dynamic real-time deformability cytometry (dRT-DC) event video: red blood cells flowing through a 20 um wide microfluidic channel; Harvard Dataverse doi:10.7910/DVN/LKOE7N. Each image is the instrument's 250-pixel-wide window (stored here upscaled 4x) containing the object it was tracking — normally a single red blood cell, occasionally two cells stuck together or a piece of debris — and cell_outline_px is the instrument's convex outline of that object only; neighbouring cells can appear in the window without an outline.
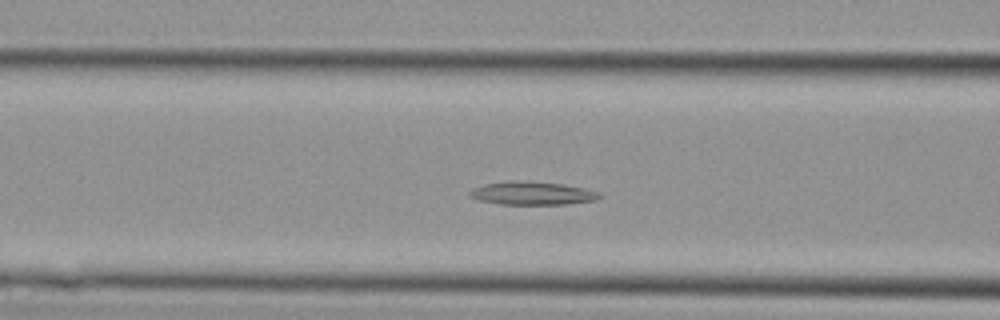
{"species": "Egyptian fruit bat (a non-hibernating species)", "species_latin": "Rousettus aegyptiacus", "temperature_condition": "cold", "stored_images_in_passage": 31, "camera_frame_rate_fps": 3000, "um_per_image_px": 0.085, "animal": {"sex": "female"}, "frame": {"image": 1, "passage_image": 10, "time_ms": 3.0, "image_size_px": [1000, 320], "cell_outline_px": [[604, 196], [596, 200], [564, 204], [500, 204], [480, 200], [468, 196], [468, 192], [472, 188], [484, 184], [508, 180], [516, 180], [564, 184], [584, 188], [600, 192]], "centroid_in_image_um": [45.23, 16.41], "position_along_channel_um": 121.4, "area_um2": 17.69}}
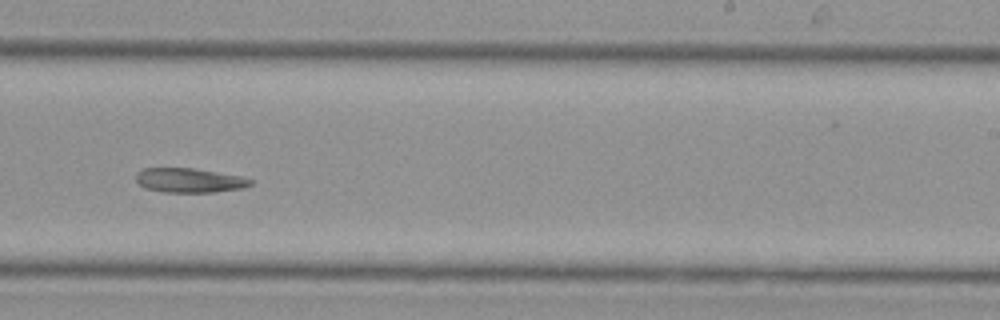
{"frame": {"image": 2, "passage_image": 18, "time_ms": 5.667, "image_size_px": [1000, 320], "cell_outline_px": [[252, 184], [244, 188], [216, 192], [164, 192], [144, 188], [136, 180], [136, 172], [144, 168], [196, 168], [240, 176], [252, 180]], "centroid_in_image_um": [16.09, 15.33], "position_along_channel_um": 272.9, "area_um2": 16.36}}
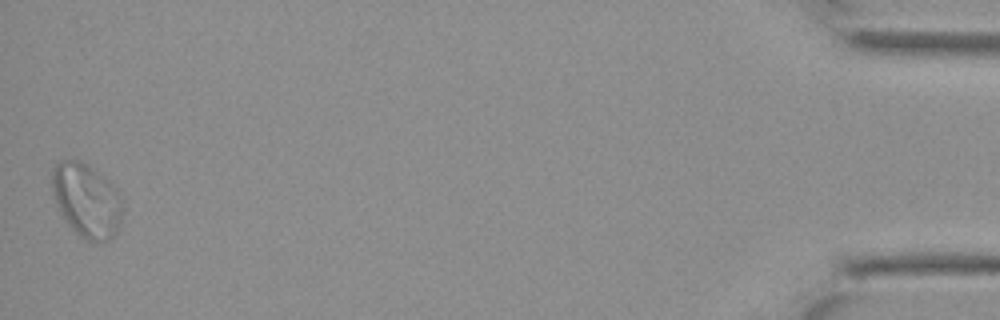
{"frame": {"image": 3, "passage_image": 31, "time_ms": 10.0, "image_size_px": [1000, 320], "cell_outline_px": [[124, 212], [120, 228], [108, 240], [88, 240], [80, 236], [72, 228], [60, 212], [52, 192], [52, 172], [56, 164], [60, 160], [80, 160], [88, 164], [104, 176], [120, 192]], "centroid_in_image_um": [7.4, 17.0], "position_along_channel_um": 427.8, "area_um2": 30.46}}